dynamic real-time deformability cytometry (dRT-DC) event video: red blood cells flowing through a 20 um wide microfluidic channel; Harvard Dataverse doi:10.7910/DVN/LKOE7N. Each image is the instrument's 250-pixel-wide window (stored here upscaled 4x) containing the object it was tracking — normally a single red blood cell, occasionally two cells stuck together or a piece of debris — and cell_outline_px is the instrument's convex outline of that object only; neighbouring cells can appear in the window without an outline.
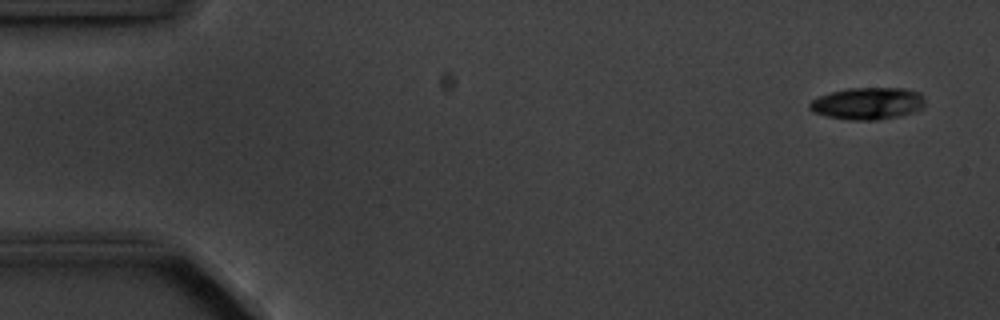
{"species": "common noctule bat (a hibernating species)", "species_latin": "Nyctalus noctula", "temperature_condition": "cold", "stored_images_in_passage": 4, "camera_frame_rate_fps": 3000, "um_per_image_px": 0.085, "animal": {"sex": "male", "body_mass_g": 20.1, "forearm_length_mm": 53.5}, "frame": {"image": 1, "passage_image": 1, "time_ms": 0.0, "image_size_px": [1000, 320], "cell_outline_px": [[924, 108], [912, 112], [896, 116], [876, 120], [852, 120], [828, 116], [812, 112], [808, 108], [808, 104], [812, 100], [820, 96], [832, 92], [848, 88], [904, 88], [920, 92], [924, 96]], "centroid_in_image_um": [73.76, 8.78], "position_along_channel_um": 11.2, "area_um2": 21.5}}
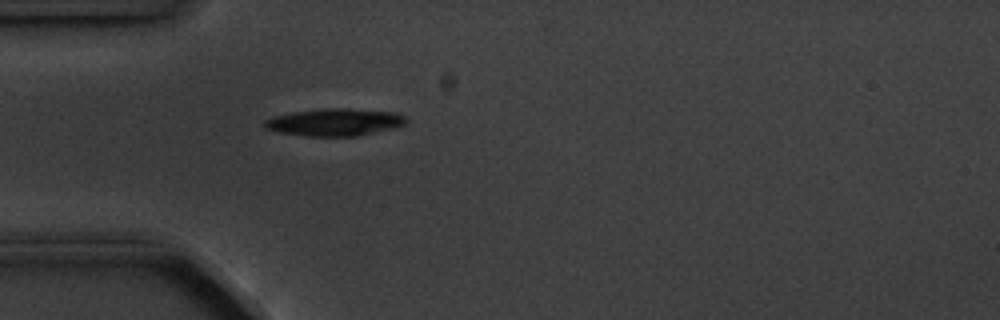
{"frame": {"image": 2, "passage_image": 4, "time_ms": 4.333, "image_size_px": [1000, 320], "cell_outline_px": [[408, 124], [396, 128], [356, 136], [304, 136], [280, 132], [268, 128], [264, 124], [264, 120], [276, 116], [292, 112], [324, 108], [348, 108], [396, 112], [404, 116], [408, 120]], "centroid_in_image_um": [28.54, 10.38], "position_along_channel_um": 56.5, "area_um2": 22.6}}